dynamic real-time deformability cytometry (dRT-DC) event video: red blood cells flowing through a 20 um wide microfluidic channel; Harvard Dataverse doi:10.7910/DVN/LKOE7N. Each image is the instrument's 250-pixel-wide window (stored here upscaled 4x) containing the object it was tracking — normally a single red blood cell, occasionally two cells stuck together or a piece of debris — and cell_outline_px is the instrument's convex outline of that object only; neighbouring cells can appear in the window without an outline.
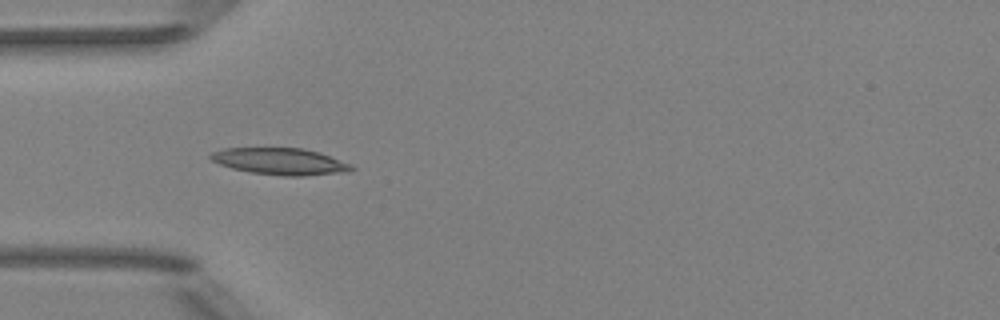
{"species": "Egyptian fruit bat (a non-hibernating species)", "species_latin": "Rousettus aegyptiacus", "temperature_condition": "room temperature", "stored_images_in_passage": 4, "camera_frame_rate_fps": 3000, "um_per_image_px": 0.085, "animal": {"sex": "female"}, "frame": {"image": 1, "passage_image": 4, "time_ms": 3.333, "image_size_px": [1000, 320], "cell_outline_px": [[356, 168], [336, 172], [304, 176], [284, 176], [252, 172], [232, 168], [220, 164], [212, 160], [208, 156], [212, 152], [224, 148], [300, 148], [320, 152], [352, 164]], "centroid_in_image_um": [23.79, 13.7], "position_along_channel_um": 61.2, "area_um2": 21.62}}